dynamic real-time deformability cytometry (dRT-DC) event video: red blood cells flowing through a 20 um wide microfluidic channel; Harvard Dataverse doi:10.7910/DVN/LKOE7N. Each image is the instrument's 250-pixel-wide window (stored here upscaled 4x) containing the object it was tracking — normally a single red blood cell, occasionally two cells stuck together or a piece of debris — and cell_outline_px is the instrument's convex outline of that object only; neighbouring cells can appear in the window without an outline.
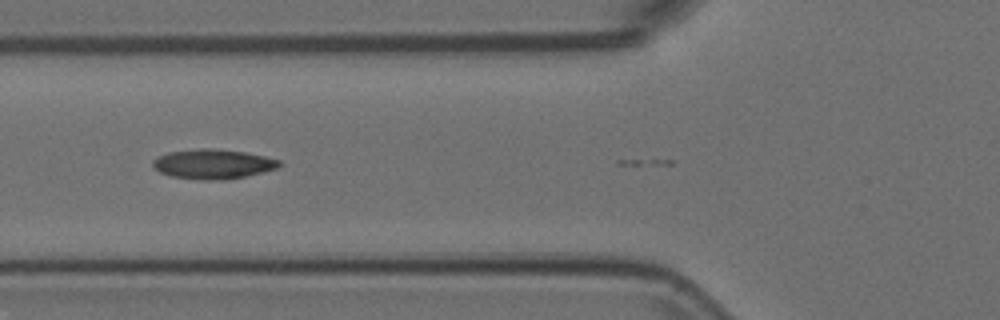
{"species": "Egyptian fruit bat (a non-hibernating species)", "species_latin": "Rousettus aegyptiacus", "temperature_condition": "room temperature", "stored_images_in_passage": 3, "camera_frame_rate_fps": 3000, "um_per_image_px": 0.085, "animal": {"sex": "female"}, "frame": {"image": 1, "passage_image": 2, "time_ms": 0.333, "image_size_px": [1000, 320], "cell_outline_px": [[280, 164], [276, 168], [228, 180], [204, 180], [172, 176], [160, 172], [152, 168], [152, 160], [156, 156], [168, 152], [200, 148], [208, 148], [244, 152], [264, 156], [280, 160]], "centroid_in_image_um": [18.03, 13.94], "position_along_channel_um": 107.8, "area_um2": 21.73}}